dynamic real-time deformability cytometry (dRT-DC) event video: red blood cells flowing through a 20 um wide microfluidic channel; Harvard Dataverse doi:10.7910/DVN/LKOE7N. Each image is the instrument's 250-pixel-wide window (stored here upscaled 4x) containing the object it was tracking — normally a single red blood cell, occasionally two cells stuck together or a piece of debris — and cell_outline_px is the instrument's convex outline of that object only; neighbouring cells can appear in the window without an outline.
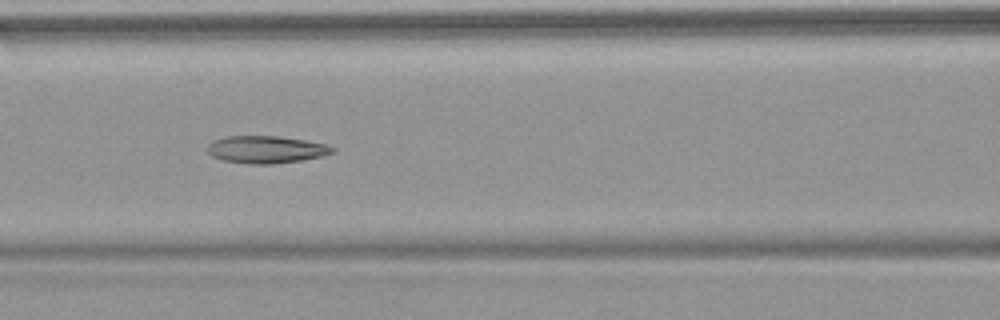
{"species": "common noctule bat (a hibernating species)", "species_latin": "Nyctalus noctula", "temperature_condition": "warm", "stored_images_in_passage": 9, "camera_frame_rate_fps": 3000, "um_per_image_px": 0.085, "animal": {"sex": "female", "body_mass_g": 18.4}, "frame": {"image": 1, "passage_image": 6, "time_ms": 6.667, "image_size_px": [1000, 320], "cell_outline_px": [[336, 152], [324, 156], [300, 160], [272, 164], [252, 164], [224, 160], [212, 156], [208, 152], [208, 144], [212, 140], [224, 136], [280, 136], [304, 140], [324, 144], [336, 148]], "centroid_in_image_um": [22.63, 12.7], "position_along_channel_um": 144.0, "area_um2": 19.94}}
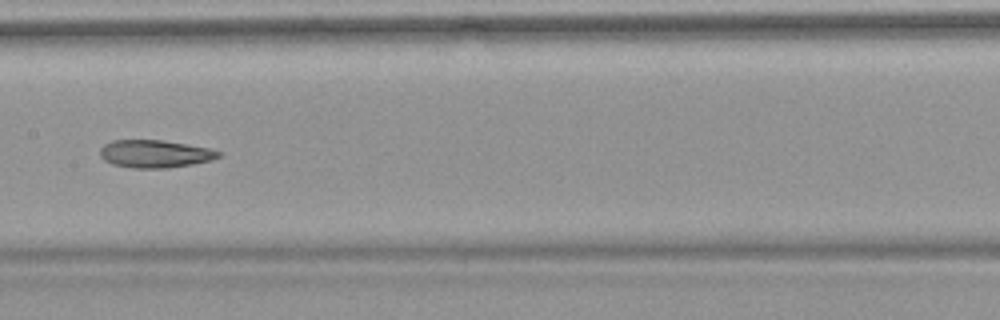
{"frame": {"image": 2, "passage_image": 7, "time_ms": 8.0, "image_size_px": [1000, 320], "cell_outline_px": [[220, 156], [212, 160], [192, 164], [168, 168], [132, 168], [112, 164], [104, 160], [100, 156], [100, 148], [104, 144], [112, 140], [164, 140], [212, 148], [220, 152]], "centroid_in_image_um": [13.17, 13.07], "position_along_channel_um": 194.2, "area_um2": 19.31}}
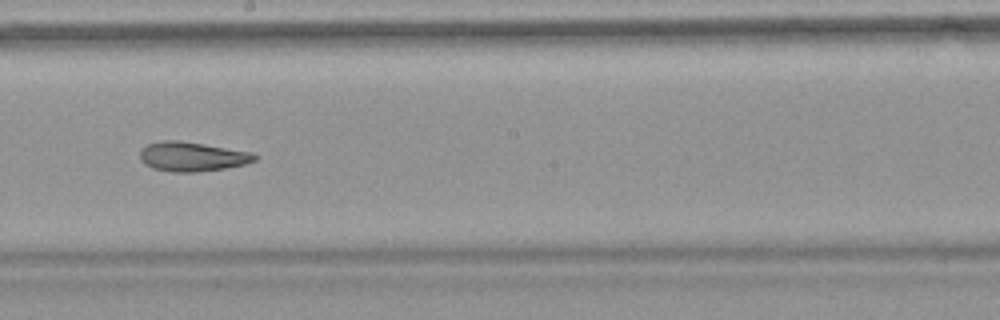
{"frame": {"image": 3, "passage_image": 8, "time_ms": 9.0, "image_size_px": [1000, 320], "cell_outline_px": [[256, 160], [244, 164], [224, 168], [196, 172], [172, 172], [152, 168], [144, 164], [140, 160], [140, 152], [148, 144], [160, 140], [180, 140], [252, 152], [256, 156]], "centroid_in_image_um": [16.3, 13.31], "position_along_channel_um": 231.9, "area_um2": 19.59}}